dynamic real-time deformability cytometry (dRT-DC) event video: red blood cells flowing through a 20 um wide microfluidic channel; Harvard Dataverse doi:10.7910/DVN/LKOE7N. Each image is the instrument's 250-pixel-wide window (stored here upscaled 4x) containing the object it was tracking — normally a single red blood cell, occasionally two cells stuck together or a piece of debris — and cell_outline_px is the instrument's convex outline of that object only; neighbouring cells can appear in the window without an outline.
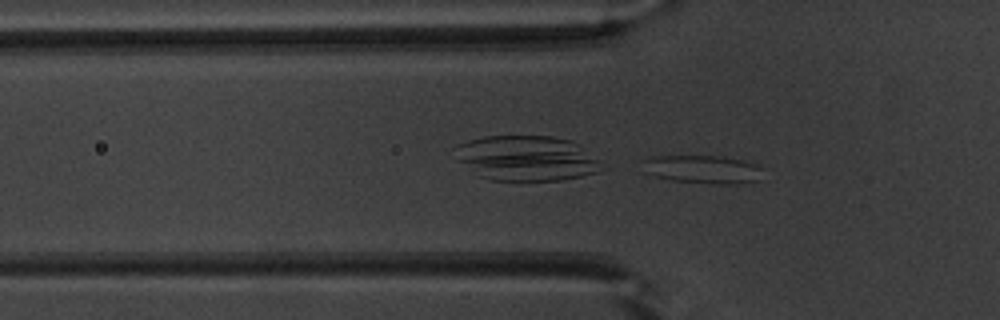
{"species": "common noctule bat (a hibernating species)", "species_latin": "Nyctalus noctula", "temperature_condition": "warm", "stored_images_in_passage": 52, "camera_frame_rate_fps": 3000, "um_per_image_px": 0.085, "animal": {"sex": "male", "body_mass_g": 20.1, "forearm_length_mm": 53.5}, "frame": {"image": 1, "passage_image": 19, "time_ms": 6.0, "image_size_px": [1000, 320], "cell_outline_px": [[760, 180], [736, 184], [712, 184], [672, 180], [640, 172], [640, 160], [652, 156], [720, 156], [740, 160], [756, 164], [760, 168]], "centroid_in_image_um": [59.61, 14.39], "position_along_channel_um": 66.2, "area_um2": 20.06}}
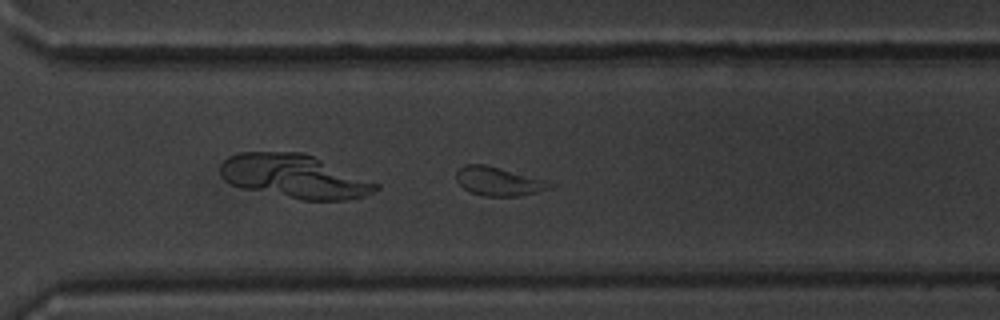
{"frame": {"image": 2, "passage_image": 39, "time_ms": 12.667, "image_size_px": [1000, 320], "cell_outline_px": [[556, 184], [552, 188], [520, 196], [484, 196], [472, 192], [464, 188], [456, 180], [456, 172], [464, 164], [484, 164], [544, 180]], "centroid_in_image_um": [42.37, 15.42], "position_along_channel_um": 328.2, "area_um2": 15.43}}
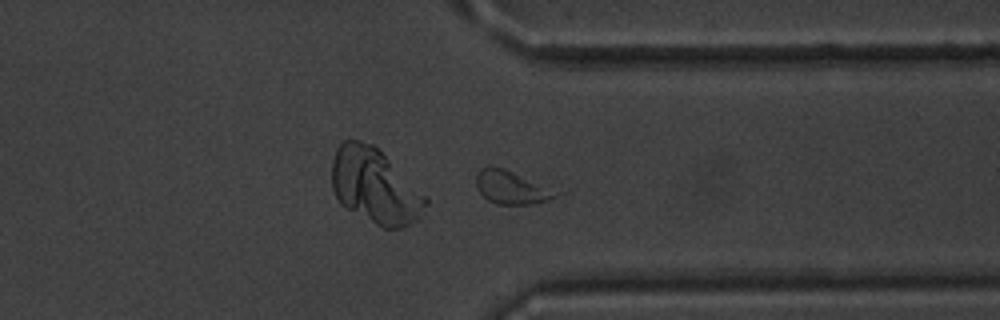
{"frame": {"image": 3, "passage_image": 42, "time_ms": 13.667, "image_size_px": [1000, 320], "cell_outline_px": [[556, 196], [548, 200], [532, 204], [496, 204], [488, 200], [476, 188], [476, 176], [480, 168], [504, 168], [512, 172]], "centroid_in_image_um": [43.25, 15.96], "position_along_channel_um": 368.1, "area_um2": 13.93}, "authors_computed_cell_mechanics": {"area_um2": 19.4497, "velocity_mm_per_s": 3.9523, "shape_relaxation_time_tau1_ms": null, "shape_relaxation_time_tau2_ms": 1.4357, "deformation_change_tau1": null, "deformation_change_tau2": 0.0855}}